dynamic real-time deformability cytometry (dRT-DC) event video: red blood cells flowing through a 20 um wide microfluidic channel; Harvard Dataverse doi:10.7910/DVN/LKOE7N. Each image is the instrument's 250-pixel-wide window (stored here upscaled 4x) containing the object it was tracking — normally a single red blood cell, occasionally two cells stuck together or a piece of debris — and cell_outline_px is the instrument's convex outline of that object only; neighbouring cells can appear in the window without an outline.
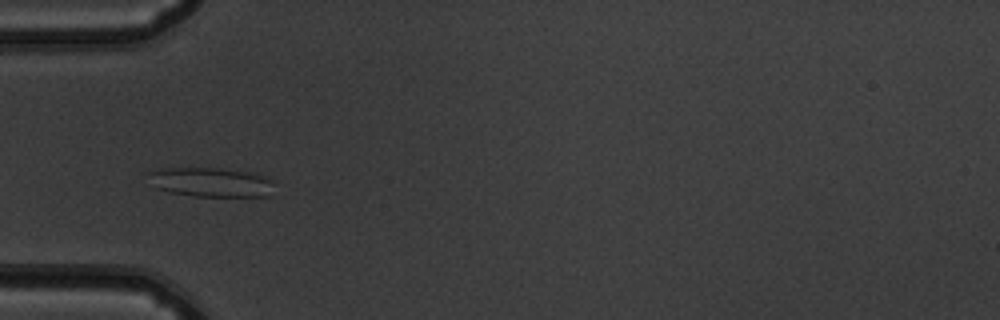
{"species": "common noctule bat (a hibernating species)", "species_latin": "Nyctalus noctula", "temperature_condition": "warm", "stored_images_in_passage": 36, "camera_frame_rate_fps": 3000, "um_per_image_px": 0.085, "animal": {"sex": "male", "body_mass_g": 19.5, "forearm_length_mm": 54.6}, "frame": {"image": 1, "passage_image": 1, "time_ms": 0.0, "image_size_px": [1000, 320], "cell_outline_px": [[272, 196], [192, 196], [168, 192], [156, 188], [144, 172], [164, 168], [220, 168], [248, 172], [268, 176], [272, 180]], "centroid_in_image_um": [17.91, 15.48], "position_along_channel_um": 67.1, "area_um2": 21.79}}
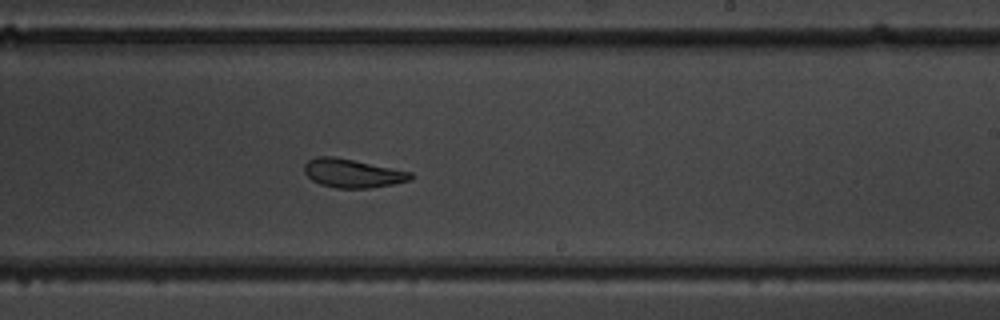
{"frame": {"image": 2, "passage_image": 16, "time_ms": 5.0, "image_size_px": [1000, 320], "cell_outline_px": [[412, 180], [392, 184], [368, 188], [336, 188], [320, 184], [312, 180], [304, 172], [304, 164], [308, 160], [316, 156], [332, 156], [412, 172]], "centroid_in_image_um": [29.93, 14.73], "position_along_channel_um": 259.1, "area_um2": 17.57}}
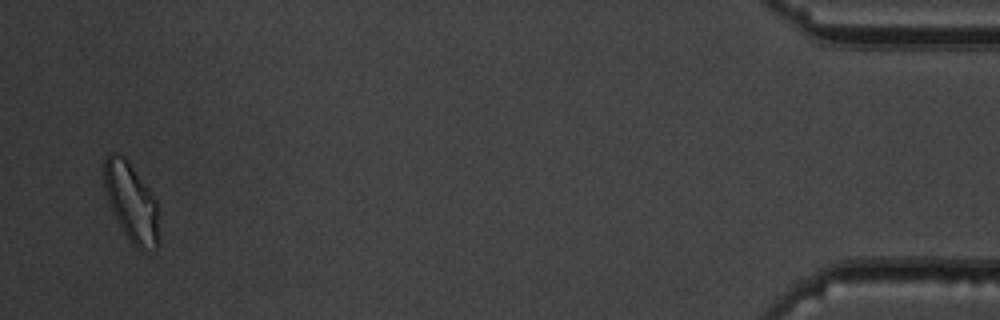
{"frame": {"image": 3, "passage_image": 35, "time_ms": 11.333, "image_size_px": [1000, 320], "cell_outline_px": [[160, 244], [156, 248], [136, 248], [132, 244], [124, 232], [108, 200], [104, 188], [104, 160], [108, 152], [116, 152], [124, 156], [128, 160], [148, 188], [156, 200], [160, 240]], "centroid_in_image_um": [11.17, 17.16], "position_along_channel_um": 424.0, "area_um2": 24.91}, "authors_computed_cell_mechanics": {"area_um2": 18.0336, "velocity_mm_per_s": 3.8591, "shape_relaxation_time_tau1_ms": null, "shape_relaxation_time_tau2_ms": 2.5724, "deformation_change_tau1": null, "deformation_change_tau2": 0.1029}}